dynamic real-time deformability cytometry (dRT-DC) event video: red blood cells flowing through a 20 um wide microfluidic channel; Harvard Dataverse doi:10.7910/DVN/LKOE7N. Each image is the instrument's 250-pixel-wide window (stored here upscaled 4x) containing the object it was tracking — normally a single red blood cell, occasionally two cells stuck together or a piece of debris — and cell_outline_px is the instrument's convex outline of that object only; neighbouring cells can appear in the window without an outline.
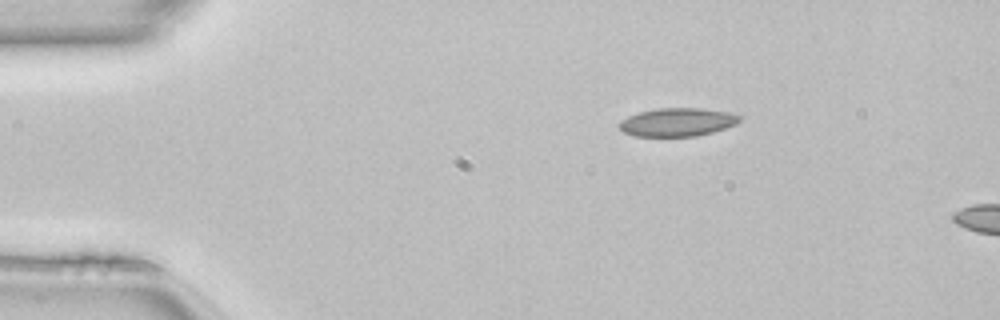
{"species": "common noctule bat (a hibernating species)", "species_latin": "Nyctalus noctula", "temperature_condition": "room temperature", "stored_images_in_passage": 5, "camera_frame_rate_fps": 3000, "um_per_image_px": 0.085, "animal": {"sex": "female", "body_mass_g": 22.7, "forearm_length_mm": 54.2}, "frame": {"image": 1, "passage_image": 1, "time_ms": 0.0, "image_size_px": [1000, 320], "cell_outline_px": [[744, 116], [736, 124], [712, 132], [696, 136], [636, 136], [624, 132], [620, 128], [620, 120], [628, 116], [640, 112], [660, 108], [700, 108], [728, 112]], "centroid_in_image_um": [57.61, 10.38], "position_along_channel_um": 27.4, "area_um2": 19.71}}